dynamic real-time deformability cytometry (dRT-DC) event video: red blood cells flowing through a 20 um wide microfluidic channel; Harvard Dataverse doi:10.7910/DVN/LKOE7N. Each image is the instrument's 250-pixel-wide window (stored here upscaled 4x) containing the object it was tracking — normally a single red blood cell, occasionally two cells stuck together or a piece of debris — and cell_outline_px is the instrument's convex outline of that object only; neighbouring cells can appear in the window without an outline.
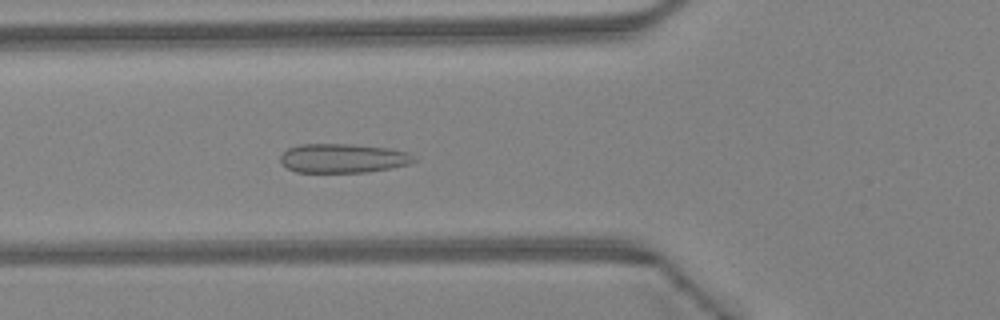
{"species": "Egyptian fruit bat (a non-hibernating species)", "species_latin": "Rousettus aegyptiacus", "temperature_condition": "warm", "stored_images_in_passage": 45, "camera_frame_rate_fps": 3000, "um_per_image_px": 0.085, "animal": {"sex": "female"}, "frame": {"image": 1, "passage_image": 17, "time_ms": 5.333, "image_size_px": [1000, 320], "cell_outline_px": [[416, 160], [408, 164], [392, 168], [368, 172], [296, 172], [280, 164], [280, 156], [288, 148], [300, 144], [352, 144], [392, 148], [408, 152]], "centroid_in_image_um": [29.15, 13.45], "position_along_channel_um": 96.7, "area_um2": 22.83}}
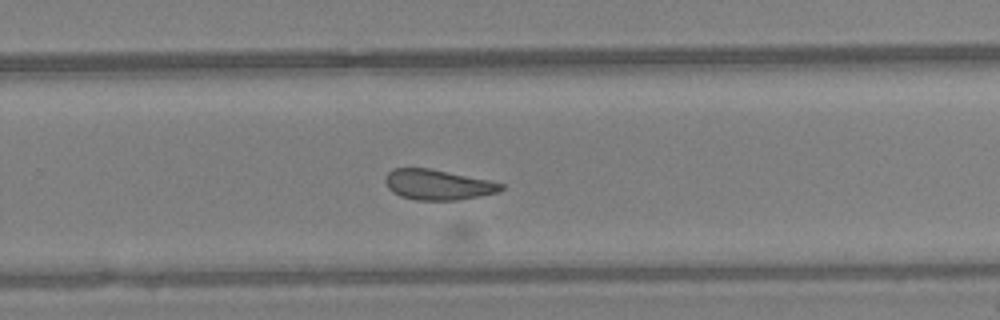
{"frame": {"image": 2, "passage_image": 30, "time_ms": 9.667, "image_size_px": [1000, 320], "cell_outline_px": [[504, 188], [500, 192], [456, 200], [416, 200], [400, 196], [392, 192], [388, 188], [384, 180], [384, 176], [392, 168], [428, 168], [504, 184]], "centroid_in_image_um": [37.15, 15.7], "position_along_channel_um": 292.6, "area_um2": 20.23}}
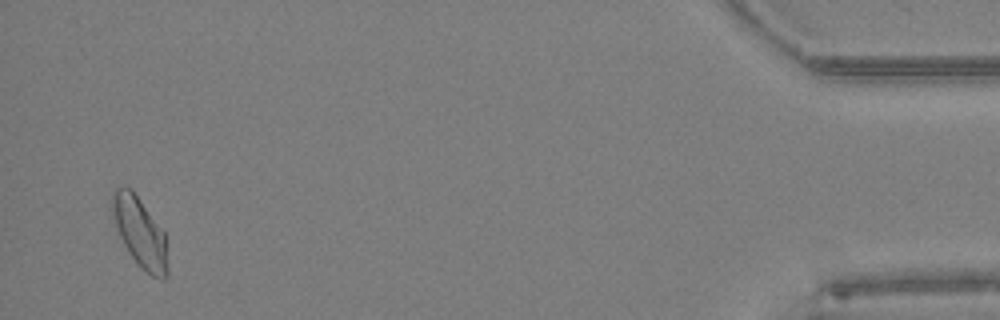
{"frame": {"image": 3, "passage_image": 44, "time_ms": 14.333, "image_size_px": [1000, 320], "cell_outline_px": [[168, 276], [164, 280], [160, 280], [152, 276], [132, 256], [124, 244], [120, 236], [112, 216], [112, 192], [116, 188], [132, 188], [164, 232], [168, 268]], "centroid_in_image_um": [11.91, 19.74], "position_along_channel_um": 423.3, "area_um2": 22.08}, "authors_computed_cell_mechanics": {"area_um2": 21.964, "velocity_mm_per_s": 4.5393, "shape_relaxation_time_tau1_ms": null, "shape_relaxation_time_tau2_ms": 1.2311, "deformation_change_tau1": null, "deformation_change_tau2": 0.073}}